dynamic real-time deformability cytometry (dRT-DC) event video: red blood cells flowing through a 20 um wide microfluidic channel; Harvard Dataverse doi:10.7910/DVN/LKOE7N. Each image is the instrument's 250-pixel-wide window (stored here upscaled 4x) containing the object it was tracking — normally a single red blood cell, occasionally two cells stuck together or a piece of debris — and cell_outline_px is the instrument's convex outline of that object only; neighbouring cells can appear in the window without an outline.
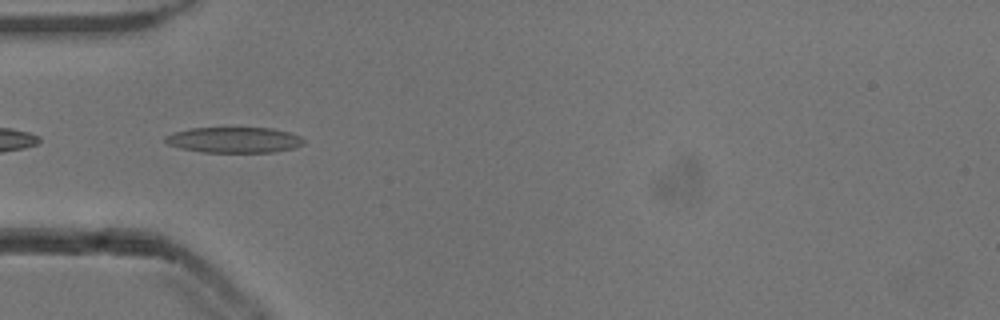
{"species": "common noctule bat (a hibernating species)", "species_latin": "Nyctalus noctula", "temperature_condition": "cold", "stored_images_in_passage": 28, "camera_frame_rate_fps": 3000, "um_per_image_px": 0.085, "animal": {"sex": "male", "body_mass_g": 13.3}, "frame": {"image": 1, "passage_image": 9, "time_ms": 2.667, "image_size_px": [1000, 320], "cell_outline_px": [[304, 144], [292, 148], [272, 152], [200, 152], [180, 148], [168, 144], [164, 140], [164, 136], [176, 132], [192, 128], [272, 128], [288, 132], [300, 136], [304, 140]], "centroid_in_image_um": [19.89, 11.89], "position_along_channel_um": 65.1, "area_um2": 20.58}}